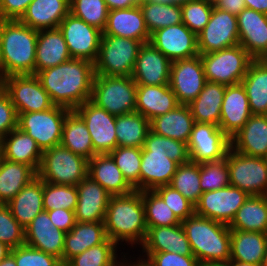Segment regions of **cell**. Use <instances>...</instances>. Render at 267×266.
Instances as JSON below:
<instances>
[{"label":"cell","instance_id":"b9fcfbb0","mask_svg":"<svg viewBox=\"0 0 267 266\" xmlns=\"http://www.w3.org/2000/svg\"><path fill=\"white\" fill-rule=\"evenodd\" d=\"M62 266H70L68 263H63Z\"/></svg>","mask_w":267,"mask_h":266},{"label":"cell","instance_id":"c3c4849f","mask_svg":"<svg viewBox=\"0 0 267 266\" xmlns=\"http://www.w3.org/2000/svg\"><path fill=\"white\" fill-rule=\"evenodd\" d=\"M116 244L107 238L103 243L93 246L71 258L70 266H115L117 263Z\"/></svg>","mask_w":267,"mask_h":266},{"label":"cell","instance_id":"03108f58","mask_svg":"<svg viewBox=\"0 0 267 266\" xmlns=\"http://www.w3.org/2000/svg\"><path fill=\"white\" fill-rule=\"evenodd\" d=\"M0 266H17L14 256L10 253L7 257H5L2 260Z\"/></svg>","mask_w":267,"mask_h":266},{"label":"cell","instance_id":"cb8c5ba5","mask_svg":"<svg viewBox=\"0 0 267 266\" xmlns=\"http://www.w3.org/2000/svg\"><path fill=\"white\" fill-rule=\"evenodd\" d=\"M243 85L226 86L221 105L219 127L231 139L252 116Z\"/></svg>","mask_w":267,"mask_h":266},{"label":"cell","instance_id":"74e56055","mask_svg":"<svg viewBox=\"0 0 267 266\" xmlns=\"http://www.w3.org/2000/svg\"><path fill=\"white\" fill-rule=\"evenodd\" d=\"M225 90L224 84L206 82L197 98L188 105L195 122L219 126Z\"/></svg>","mask_w":267,"mask_h":266},{"label":"cell","instance_id":"b9f144b4","mask_svg":"<svg viewBox=\"0 0 267 266\" xmlns=\"http://www.w3.org/2000/svg\"><path fill=\"white\" fill-rule=\"evenodd\" d=\"M117 147L144 146L146 136L150 130V121L138 112L116 116Z\"/></svg>","mask_w":267,"mask_h":266},{"label":"cell","instance_id":"52a82bcc","mask_svg":"<svg viewBox=\"0 0 267 266\" xmlns=\"http://www.w3.org/2000/svg\"><path fill=\"white\" fill-rule=\"evenodd\" d=\"M88 172V160L58 145L45 150L37 176L51 184L78 185Z\"/></svg>","mask_w":267,"mask_h":266},{"label":"cell","instance_id":"7402d4cb","mask_svg":"<svg viewBox=\"0 0 267 266\" xmlns=\"http://www.w3.org/2000/svg\"><path fill=\"white\" fill-rule=\"evenodd\" d=\"M25 244L61 260L66 233L55 227L47 211L39 213L25 228Z\"/></svg>","mask_w":267,"mask_h":266},{"label":"cell","instance_id":"2a66077c","mask_svg":"<svg viewBox=\"0 0 267 266\" xmlns=\"http://www.w3.org/2000/svg\"><path fill=\"white\" fill-rule=\"evenodd\" d=\"M115 266H125V265L123 264V262L122 263L119 262V264L117 263Z\"/></svg>","mask_w":267,"mask_h":266},{"label":"cell","instance_id":"1f68e13d","mask_svg":"<svg viewBox=\"0 0 267 266\" xmlns=\"http://www.w3.org/2000/svg\"><path fill=\"white\" fill-rule=\"evenodd\" d=\"M111 195H126L135 189L126 181L109 154H96L88 161V172Z\"/></svg>","mask_w":267,"mask_h":266},{"label":"cell","instance_id":"9a60e30c","mask_svg":"<svg viewBox=\"0 0 267 266\" xmlns=\"http://www.w3.org/2000/svg\"><path fill=\"white\" fill-rule=\"evenodd\" d=\"M72 58L95 62L103 32L69 13L58 26Z\"/></svg>","mask_w":267,"mask_h":266},{"label":"cell","instance_id":"11e5206c","mask_svg":"<svg viewBox=\"0 0 267 266\" xmlns=\"http://www.w3.org/2000/svg\"><path fill=\"white\" fill-rule=\"evenodd\" d=\"M3 19L0 17V40H1V30H2V23H3Z\"/></svg>","mask_w":267,"mask_h":266},{"label":"cell","instance_id":"f907efd6","mask_svg":"<svg viewBox=\"0 0 267 266\" xmlns=\"http://www.w3.org/2000/svg\"><path fill=\"white\" fill-rule=\"evenodd\" d=\"M200 186L203 193L230 186L226 158L200 163Z\"/></svg>","mask_w":267,"mask_h":266},{"label":"cell","instance_id":"ac0fdd59","mask_svg":"<svg viewBox=\"0 0 267 266\" xmlns=\"http://www.w3.org/2000/svg\"><path fill=\"white\" fill-rule=\"evenodd\" d=\"M206 82L200 55L172 62L169 85L179 104L189 105L197 98Z\"/></svg>","mask_w":267,"mask_h":266},{"label":"cell","instance_id":"f5cc1de1","mask_svg":"<svg viewBox=\"0 0 267 266\" xmlns=\"http://www.w3.org/2000/svg\"><path fill=\"white\" fill-rule=\"evenodd\" d=\"M0 242L11 249L25 244V230L12 216L7 204L0 203Z\"/></svg>","mask_w":267,"mask_h":266},{"label":"cell","instance_id":"bcb514c9","mask_svg":"<svg viewBox=\"0 0 267 266\" xmlns=\"http://www.w3.org/2000/svg\"><path fill=\"white\" fill-rule=\"evenodd\" d=\"M109 155L123 173L126 181L135 190L140 191L142 148L118 146Z\"/></svg>","mask_w":267,"mask_h":266},{"label":"cell","instance_id":"44dd1931","mask_svg":"<svg viewBox=\"0 0 267 266\" xmlns=\"http://www.w3.org/2000/svg\"><path fill=\"white\" fill-rule=\"evenodd\" d=\"M239 44L253 59L267 55V15L245 8L237 15Z\"/></svg>","mask_w":267,"mask_h":266},{"label":"cell","instance_id":"8992f818","mask_svg":"<svg viewBox=\"0 0 267 266\" xmlns=\"http://www.w3.org/2000/svg\"><path fill=\"white\" fill-rule=\"evenodd\" d=\"M137 84L131 76L95 75L90 100L108 113L120 116L135 112Z\"/></svg>","mask_w":267,"mask_h":266},{"label":"cell","instance_id":"8c879c8a","mask_svg":"<svg viewBox=\"0 0 267 266\" xmlns=\"http://www.w3.org/2000/svg\"><path fill=\"white\" fill-rule=\"evenodd\" d=\"M213 7L218 6L224 0H207Z\"/></svg>","mask_w":267,"mask_h":266},{"label":"cell","instance_id":"2644e50d","mask_svg":"<svg viewBox=\"0 0 267 266\" xmlns=\"http://www.w3.org/2000/svg\"><path fill=\"white\" fill-rule=\"evenodd\" d=\"M202 266H231L230 262H210Z\"/></svg>","mask_w":267,"mask_h":266},{"label":"cell","instance_id":"9c48e42d","mask_svg":"<svg viewBox=\"0 0 267 266\" xmlns=\"http://www.w3.org/2000/svg\"><path fill=\"white\" fill-rule=\"evenodd\" d=\"M200 57L206 80L226 86L240 84L253 60L240 44Z\"/></svg>","mask_w":267,"mask_h":266},{"label":"cell","instance_id":"680465c9","mask_svg":"<svg viewBox=\"0 0 267 266\" xmlns=\"http://www.w3.org/2000/svg\"><path fill=\"white\" fill-rule=\"evenodd\" d=\"M33 0H0V17L3 20H19Z\"/></svg>","mask_w":267,"mask_h":266},{"label":"cell","instance_id":"7a4b0ae2","mask_svg":"<svg viewBox=\"0 0 267 266\" xmlns=\"http://www.w3.org/2000/svg\"><path fill=\"white\" fill-rule=\"evenodd\" d=\"M190 161L187 143L149 130L140 165V191L169 185L178 165Z\"/></svg>","mask_w":267,"mask_h":266},{"label":"cell","instance_id":"6125c7cd","mask_svg":"<svg viewBox=\"0 0 267 266\" xmlns=\"http://www.w3.org/2000/svg\"><path fill=\"white\" fill-rule=\"evenodd\" d=\"M108 10L126 9L139 5L143 0H104Z\"/></svg>","mask_w":267,"mask_h":266},{"label":"cell","instance_id":"9f6ffc18","mask_svg":"<svg viewBox=\"0 0 267 266\" xmlns=\"http://www.w3.org/2000/svg\"><path fill=\"white\" fill-rule=\"evenodd\" d=\"M18 126V114L9 94L0 90V141Z\"/></svg>","mask_w":267,"mask_h":266},{"label":"cell","instance_id":"f35d334b","mask_svg":"<svg viewBox=\"0 0 267 266\" xmlns=\"http://www.w3.org/2000/svg\"><path fill=\"white\" fill-rule=\"evenodd\" d=\"M36 177L37 172L31 166L0 156V203L7 204Z\"/></svg>","mask_w":267,"mask_h":266},{"label":"cell","instance_id":"8d00e7d4","mask_svg":"<svg viewBox=\"0 0 267 266\" xmlns=\"http://www.w3.org/2000/svg\"><path fill=\"white\" fill-rule=\"evenodd\" d=\"M253 115H267V62L253 59L242 79Z\"/></svg>","mask_w":267,"mask_h":266},{"label":"cell","instance_id":"4dcf8cb0","mask_svg":"<svg viewBox=\"0 0 267 266\" xmlns=\"http://www.w3.org/2000/svg\"><path fill=\"white\" fill-rule=\"evenodd\" d=\"M70 0H33L19 21L32 29H55L69 14Z\"/></svg>","mask_w":267,"mask_h":266},{"label":"cell","instance_id":"d4e9b609","mask_svg":"<svg viewBox=\"0 0 267 266\" xmlns=\"http://www.w3.org/2000/svg\"><path fill=\"white\" fill-rule=\"evenodd\" d=\"M103 35L138 40L142 44L150 40L140 6L109 10Z\"/></svg>","mask_w":267,"mask_h":266},{"label":"cell","instance_id":"484cf974","mask_svg":"<svg viewBox=\"0 0 267 266\" xmlns=\"http://www.w3.org/2000/svg\"><path fill=\"white\" fill-rule=\"evenodd\" d=\"M230 140L234 151L267 158V115H252Z\"/></svg>","mask_w":267,"mask_h":266},{"label":"cell","instance_id":"d6a6232c","mask_svg":"<svg viewBox=\"0 0 267 266\" xmlns=\"http://www.w3.org/2000/svg\"><path fill=\"white\" fill-rule=\"evenodd\" d=\"M106 239L104 222H76L65 235L62 264Z\"/></svg>","mask_w":267,"mask_h":266},{"label":"cell","instance_id":"753ad0ef","mask_svg":"<svg viewBox=\"0 0 267 266\" xmlns=\"http://www.w3.org/2000/svg\"><path fill=\"white\" fill-rule=\"evenodd\" d=\"M3 84H4V78H3L1 71H0V90L3 89Z\"/></svg>","mask_w":267,"mask_h":266},{"label":"cell","instance_id":"4316f807","mask_svg":"<svg viewBox=\"0 0 267 266\" xmlns=\"http://www.w3.org/2000/svg\"><path fill=\"white\" fill-rule=\"evenodd\" d=\"M67 44L59 28L38 30L34 75L42 70L71 60Z\"/></svg>","mask_w":267,"mask_h":266},{"label":"cell","instance_id":"003e7915","mask_svg":"<svg viewBox=\"0 0 267 266\" xmlns=\"http://www.w3.org/2000/svg\"><path fill=\"white\" fill-rule=\"evenodd\" d=\"M149 1L155 2V3H173L176 5L182 6L191 0H149Z\"/></svg>","mask_w":267,"mask_h":266},{"label":"cell","instance_id":"94428289","mask_svg":"<svg viewBox=\"0 0 267 266\" xmlns=\"http://www.w3.org/2000/svg\"><path fill=\"white\" fill-rule=\"evenodd\" d=\"M217 7L237 16L246 5L244 0H224Z\"/></svg>","mask_w":267,"mask_h":266},{"label":"cell","instance_id":"836d02e7","mask_svg":"<svg viewBox=\"0 0 267 266\" xmlns=\"http://www.w3.org/2000/svg\"><path fill=\"white\" fill-rule=\"evenodd\" d=\"M194 123L190 107L180 104L150 120V130L158 135L188 143Z\"/></svg>","mask_w":267,"mask_h":266},{"label":"cell","instance_id":"e7e4bbea","mask_svg":"<svg viewBox=\"0 0 267 266\" xmlns=\"http://www.w3.org/2000/svg\"><path fill=\"white\" fill-rule=\"evenodd\" d=\"M11 248L3 242H0V263L11 253Z\"/></svg>","mask_w":267,"mask_h":266},{"label":"cell","instance_id":"d6986e66","mask_svg":"<svg viewBox=\"0 0 267 266\" xmlns=\"http://www.w3.org/2000/svg\"><path fill=\"white\" fill-rule=\"evenodd\" d=\"M149 42L171 62L199 55L197 35L183 23L155 30Z\"/></svg>","mask_w":267,"mask_h":266},{"label":"cell","instance_id":"7c38bea8","mask_svg":"<svg viewBox=\"0 0 267 266\" xmlns=\"http://www.w3.org/2000/svg\"><path fill=\"white\" fill-rule=\"evenodd\" d=\"M238 44L237 16L214 6L209 22L197 34L199 55L220 51Z\"/></svg>","mask_w":267,"mask_h":266},{"label":"cell","instance_id":"83f0119b","mask_svg":"<svg viewBox=\"0 0 267 266\" xmlns=\"http://www.w3.org/2000/svg\"><path fill=\"white\" fill-rule=\"evenodd\" d=\"M179 104L170 85H137L136 109L149 121L163 115Z\"/></svg>","mask_w":267,"mask_h":266},{"label":"cell","instance_id":"91938a15","mask_svg":"<svg viewBox=\"0 0 267 266\" xmlns=\"http://www.w3.org/2000/svg\"><path fill=\"white\" fill-rule=\"evenodd\" d=\"M47 212L55 227L63 232L68 233L75 226V211L60 208Z\"/></svg>","mask_w":267,"mask_h":266},{"label":"cell","instance_id":"09005b40","mask_svg":"<svg viewBox=\"0 0 267 266\" xmlns=\"http://www.w3.org/2000/svg\"><path fill=\"white\" fill-rule=\"evenodd\" d=\"M263 59L267 62V55Z\"/></svg>","mask_w":267,"mask_h":266},{"label":"cell","instance_id":"34e18365","mask_svg":"<svg viewBox=\"0 0 267 266\" xmlns=\"http://www.w3.org/2000/svg\"><path fill=\"white\" fill-rule=\"evenodd\" d=\"M261 266H267V250H266V253H265V256L263 258V262H262Z\"/></svg>","mask_w":267,"mask_h":266},{"label":"cell","instance_id":"e0dca14e","mask_svg":"<svg viewBox=\"0 0 267 266\" xmlns=\"http://www.w3.org/2000/svg\"><path fill=\"white\" fill-rule=\"evenodd\" d=\"M248 196L245 191L231 185L207 191L195 204V213L229 225Z\"/></svg>","mask_w":267,"mask_h":266},{"label":"cell","instance_id":"d590c367","mask_svg":"<svg viewBox=\"0 0 267 266\" xmlns=\"http://www.w3.org/2000/svg\"><path fill=\"white\" fill-rule=\"evenodd\" d=\"M230 260L262 265L267 250V234L230 229Z\"/></svg>","mask_w":267,"mask_h":266},{"label":"cell","instance_id":"be15d7a7","mask_svg":"<svg viewBox=\"0 0 267 266\" xmlns=\"http://www.w3.org/2000/svg\"><path fill=\"white\" fill-rule=\"evenodd\" d=\"M246 8L267 15V0H244Z\"/></svg>","mask_w":267,"mask_h":266},{"label":"cell","instance_id":"a7ac6f4b","mask_svg":"<svg viewBox=\"0 0 267 266\" xmlns=\"http://www.w3.org/2000/svg\"><path fill=\"white\" fill-rule=\"evenodd\" d=\"M138 262V263H137ZM136 263L135 262H133L132 264L130 263H128V264H126V263H123L125 266H154L150 261H149V259L147 258V259H141L140 260V258H139V260L137 261Z\"/></svg>","mask_w":267,"mask_h":266},{"label":"cell","instance_id":"681fc988","mask_svg":"<svg viewBox=\"0 0 267 266\" xmlns=\"http://www.w3.org/2000/svg\"><path fill=\"white\" fill-rule=\"evenodd\" d=\"M108 8L104 0H70L69 13L99 30L105 29Z\"/></svg>","mask_w":267,"mask_h":266},{"label":"cell","instance_id":"7dc6e473","mask_svg":"<svg viewBox=\"0 0 267 266\" xmlns=\"http://www.w3.org/2000/svg\"><path fill=\"white\" fill-rule=\"evenodd\" d=\"M78 202L76 186L51 184L43 181V208L44 211L67 209L75 211Z\"/></svg>","mask_w":267,"mask_h":266},{"label":"cell","instance_id":"f546056e","mask_svg":"<svg viewBox=\"0 0 267 266\" xmlns=\"http://www.w3.org/2000/svg\"><path fill=\"white\" fill-rule=\"evenodd\" d=\"M141 245L144 252H173L194 256L181 224L147 228L145 240Z\"/></svg>","mask_w":267,"mask_h":266},{"label":"cell","instance_id":"ba28073f","mask_svg":"<svg viewBox=\"0 0 267 266\" xmlns=\"http://www.w3.org/2000/svg\"><path fill=\"white\" fill-rule=\"evenodd\" d=\"M141 45L138 40L102 34L95 75L132 76Z\"/></svg>","mask_w":267,"mask_h":266},{"label":"cell","instance_id":"db71d44e","mask_svg":"<svg viewBox=\"0 0 267 266\" xmlns=\"http://www.w3.org/2000/svg\"><path fill=\"white\" fill-rule=\"evenodd\" d=\"M11 254L17 266H62L59 258L26 244L13 248Z\"/></svg>","mask_w":267,"mask_h":266},{"label":"cell","instance_id":"2e32d148","mask_svg":"<svg viewBox=\"0 0 267 266\" xmlns=\"http://www.w3.org/2000/svg\"><path fill=\"white\" fill-rule=\"evenodd\" d=\"M83 119L92 139L95 154H109L117 147L116 116L91 100L74 109Z\"/></svg>","mask_w":267,"mask_h":266},{"label":"cell","instance_id":"ab89813d","mask_svg":"<svg viewBox=\"0 0 267 266\" xmlns=\"http://www.w3.org/2000/svg\"><path fill=\"white\" fill-rule=\"evenodd\" d=\"M60 145L88 161L96 155L86 124L74 110L65 116Z\"/></svg>","mask_w":267,"mask_h":266},{"label":"cell","instance_id":"816d5d0a","mask_svg":"<svg viewBox=\"0 0 267 266\" xmlns=\"http://www.w3.org/2000/svg\"><path fill=\"white\" fill-rule=\"evenodd\" d=\"M181 9L182 23L197 35L209 22L213 6L207 0H191Z\"/></svg>","mask_w":267,"mask_h":266},{"label":"cell","instance_id":"11a10c76","mask_svg":"<svg viewBox=\"0 0 267 266\" xmlns=\"http://www.w3.org/2000/svg\"><path fill=\"white\" fill-rule=\"evenodd\" d=\"M154 191L164 200L180 221L186 220L195 213V205L170 185H162Z\"/></svg>","mask_w":267,"mask_h":266},{"label":"cell","instance_id":"f1b7e54d","mask_svg":"<svg viewBox=\"0 0 267 266\" xmlns=\"http://www.w3.org/2000/svg\"><path fill=\"white\" fill-rule=\"evenodd\" d=\"M43 152L36 141L18 127L0 141L2 158L31 166L38 172Z\"/></svg>","mask_w":267,"mask_h":266},{"label":"cell","instance_id":"7bdbcfd3","mask_svg":"<svg viewBox=\"0 0 267 266\" xmlns=\"http://www.w3.org/2000/svg\"><path fill=\"white\" fill-rule=\"evenodd\" d=\"M139 6L149 34L155 30L182 23V9L180 5L143 0Z\"/></svg>","mask_w":267,"mask_h":266},{"label":"cell","instance_id":"60d3db41","mask_svg":"<svg viewBox=\"0 0 267 266\" xmlns=\"http://www.w3.org/2000/svg\"><path fill=\"white\" fill-rule=\"evenodd\" d=\"M228 226L267 234V195H249Z\"/></svg>","mask_w":267,"mask_h":266},{"label":"cell","instance_id":"ee69618b","mask_svg":"<svg viewBox=\"0 0 267 266\" xmlns=\"http://www.w3.org/2000/svg\"><path fill=\"white\" fill-rule=\"evenodd\" d=\"M169 185L195 205L203 194L200 186V163L189 161L178 165Z\"/></svg>","mask_w":267,"mask_h":266},{"label":"cell","instance_id":"e575fe53","mask_svg":"<svg viewBox=\"0 0 267 266\" xmlns=\"http://www.w3.org/2000/svg\"><path fill=\"white\" fill-rule=\"evenodd\" d=\"M12 216L25 228L43 208V181L37 176L8 203Z\"/></svg>","mask_w":267,"mask_h":266},{"label":"cell","instance_id":"6f0895ef","mask_svg":"<svg viewBox=\"0 0 267 266\" xmlns=\"http://www.w3.org/2000/svg\"><path fill=\"white\" fill-rule=\"evenodd\" d=\"M154 266H200L195 256L173 252H145Z\"/></svg>","mask_w":267,"mask_h":266},{"label":"cell","instance_id":"5b68a950","mask_svg":"<svg viewBox=\"0 0 267 266\" xmlns=\"http://www.w3.org/2000/svg\"><path fill=\"white\" fill-rule=\"evenodd\" d=\"M181 225L200 266L230 260L231 233L227 224L194 213Z\"/></svg>","mask_w":267,"mask_h":266},{"label":"cell","instance_id":"277c9868","mask_svg":"<svg viewBox=\"0 0 267 266\" xmlns=\"http://www.w3.org/2000/svg\"><path fill=\"white\" fill-rule=\"evenodd\" d=\"M38 30L19 20H4L0 40V71L11 75H34Z\"/></svg>","mask_w":267,"mask_h":266},{"label":"cell","instance_id":"f6af8a7d","mask_svg":"<svg viewBox=\"0 0 267 266\" xmlns=\"http://www.w3.org/2000/svg\"><path fill=\"white\" fill-rule=\"evenodd\" d=\"M147 228L174 226L181 221L154 190L141 191Z\"/></svg>","mask_w":267,"mask_h":266},{"label":"cell","instance_id":"30bf717a","mask_svg":"<svg viewBox=\"0 0 267 266\" xmlns=\"http://www.w3.org/2000/svg\"><path fill=\"white\" fill-rule=\"evenodd\" d=\"M70 109L54 105L41 112L18 114V128L31 136L42 152L61 143L62 129Z\"/></svg>","mask_w":267,"mask_h":266},{"label":"cell","instance_id":"6da1fadb","mask_svg":"<svg viewBox=\"0 0 267 266\" xmlns=\"http://www.w3.org/2000/svg\"><path fill=\"white\" fill-rule=\"evenodd\" d=\"M55 105L74 110L90 100L95 76L94 63L76 59L35 74Z\"/></svg>","mask_w":267,"mask_h":266},{"label":"cell","instance_id":"3957f363","mask_svg":"<svg viewBox=\"0 0 267 266\" xmlns=\"http://www.w3.org/2000/svg\"><path fill=\"white\" fill-rule=\"evenodd\" d=\"M107 238L116 245L126 241L142 244L147 233L145 208L141 191L134 190L126 195H112L104 218Z\"/></svg>","mask_w":267,"mask_h":266},{"label":"cell","instance_id":"8fae6325","mask_svg":"<svg viewBox=\"0 0 267 266\" xmlns=\"http://www.w3.org/2000/svg\"><path fill=\"white\" fill-rule=\"evenodd\" d=\"M225 158L231 186L248 195H267V158L247 156L231 147Z\"/></svg>","mask_w":267,"mask_h":266},{"label":"cell","instance_id":"ffe728a7","mask_svg":"<svg viewBox=\"0 0 267 266\" xmlns=\"http://www.w3.org/2000/svg\"><path fill=\"white\" fill-rule=\"evenodd\" d=\"M171 64L150 42L143 43L131 77L137 85H167L170 82Z\"/></svg>","mask_w":267,"mask_h":266},{"label":"cell","instance_id":"89a4df30","mask_svg":"<svg viewBox=\"0 0 267 266\" xmlns=\"http://www.w3.org/2000/svg\"><path fill=\"white\" fill-rule=\"evenodd\" d=\"M231 266H261V265H256L253 263H248V262H239V261H234V260H229Z\"/></svg>","mask_w":267,"mask_h":266},{"label":"cell","instance_id":"4fadbf2b","mask_svg":"<svg viewBox=\"0 0 267 266\" xmlns=\"http://www.w3.org/2000/svg\"><path fill=\"white\" fill-rule=\"evenodd\" d=\"M3 89L9 94L17 114L41 112L55 105L35 75L5 77Z\"/></svg>","mask_w":267,"mask_h":266},{"label":"cell","instance_id":"603a6c76","mask_svg":"<svg viewBox=\"0 0 267 266\" xmlns=\"http://www.w3.org/2000/svg\"><path fill=\"white\" fill-rule=\"evenodd\" d=\"M76 222H104L110 197L98 182L86 176L78 185Z\"/></svg>","mask_w":267,"mask_h":266},{"label":"cell","instance_id":"5bb4252c","mask_svg":"<svg viewBox=\"0 0 267 266\" xmlns=\"http://www.w3.org/2000/svg\"><path fill=\"white\" fill-rule=\"evenodd\" d=\"M187 147L192 162L219 161L226 157L231 140L219 126L195 122Z\"/></svg>","mask_w":267,"mask_h":266}]
</instances>
